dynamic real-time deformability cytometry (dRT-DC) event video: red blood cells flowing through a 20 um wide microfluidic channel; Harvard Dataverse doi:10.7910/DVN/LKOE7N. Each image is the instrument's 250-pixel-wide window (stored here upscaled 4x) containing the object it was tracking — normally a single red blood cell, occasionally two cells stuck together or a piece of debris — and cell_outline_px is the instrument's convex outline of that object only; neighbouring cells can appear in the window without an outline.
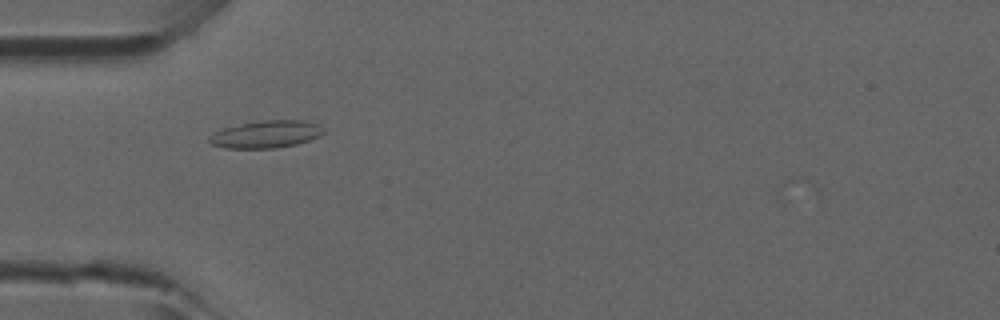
{"species": "common noctule bat (a hibernating species)", "species_latin": "Nyctalus noctula", "temperature_condition": "room temperature", "stored_images_in_passage": 31, "camera_frame_rate_fps": 3000, "um_per_image_px": 0.085, "animal": {"sex": "male", "forearm_length_mm": 52.5}, "frame": {"image": 1, "passage_image": 1, "time_ms": 0.0, "image_size_px": [1000, 320], "cell_outline_px": [[328, 132], [320, 136], [296, 144], [276, 148], [224, 148], [212, 144], [208, 140], [208, 136], [224, 128], [260, 120], [304, 120], [316, 124], [324, 128]], "centroid_in_image_um": [22.66, 11.41], "position_along_channel_um": 62.3, "area_um2": 18.21}}
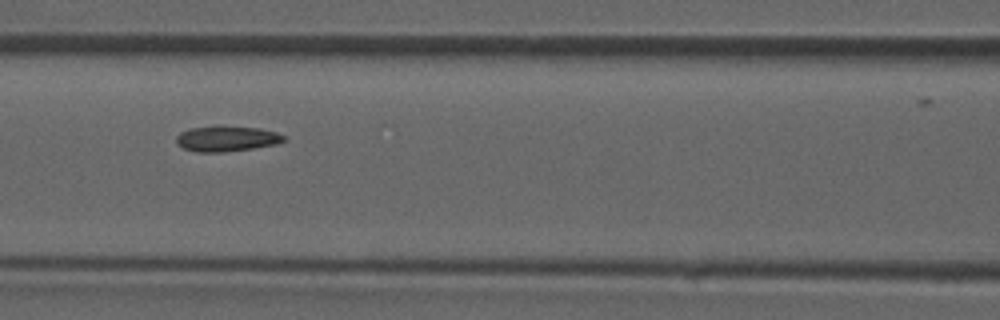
{"frame": {"image": 2, "passage_image": 7, "time_ms": 2.0, "image_size_px": [1000, 320], "cell_outline_px": [[288, 140], [276, 144], [252, 148], [224, 152], [196, 152], [184, 148], [176, 144], [176, 136], [180, 132], [188, 128], [216, 124], [260, 128], [276, 132], [284, 136]], "centroid_in_image_um": [19.23, 11.76], "position_along_channel_um": 147.4, "area_um2": 16.47}}
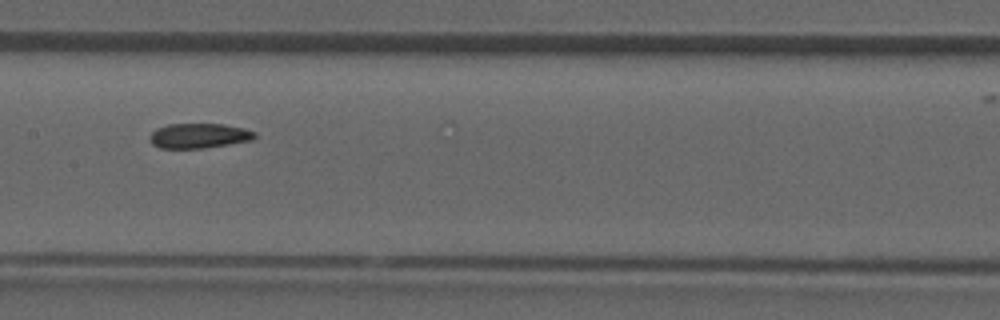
{"frame": {"image": 3, "passage_image": 10, "time_ms": 3.0, "image_size_px": [1000, 320], "cell_outline_px": [[256, 136], [252, 140], [204, 148], [160, 148], [152, 144], [148, 140], [148, 136], [156, 128], [168, 124], [224, 124], [244, 128], [256, 132]], "centroid_in_image_um": [16.88, 11.53], "position_along_channel_um": 190.5, "area_um2": 15.32}}